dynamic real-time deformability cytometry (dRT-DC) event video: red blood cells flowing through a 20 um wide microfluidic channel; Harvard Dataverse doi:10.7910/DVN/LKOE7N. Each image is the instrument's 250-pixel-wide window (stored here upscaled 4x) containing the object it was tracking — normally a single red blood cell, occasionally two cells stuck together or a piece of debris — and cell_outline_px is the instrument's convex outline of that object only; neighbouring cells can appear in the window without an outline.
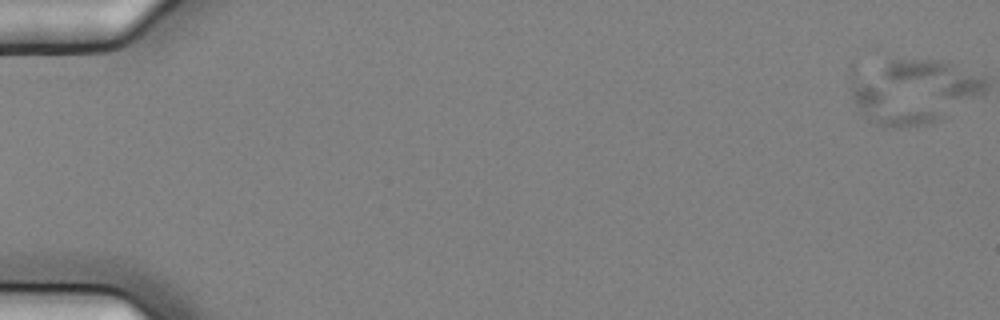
{"species": "common noctule bat (a hibernating species)", "species_latin": "Nyctalus noctula", "temperature_condition": "cold", "stored_images_in_passage": 5, "segment_of_instrument_passage": [1, 2], "camera_frame_rate_fps": 3000, "um_per_image_px": 0.085, "animal": {"sex": "female", "body_mass_g": 25.1}, "frame": {"image": 1, "passage_image": 1, "time_ms": 0.0, "image_size_px": [1000, 320], "cell_outline_px": [[944, 116], [940, 120], [932, 124], [908, 128], [884, 128], [872, 124], [868, 120], [856, 104], [852, 96], [848, 76], [848, 64], [852, 64]], "centroid_in_image_um": [75.44, 8.75], "position_along_channel_um": 9.6, "area_um2": 22.37}}